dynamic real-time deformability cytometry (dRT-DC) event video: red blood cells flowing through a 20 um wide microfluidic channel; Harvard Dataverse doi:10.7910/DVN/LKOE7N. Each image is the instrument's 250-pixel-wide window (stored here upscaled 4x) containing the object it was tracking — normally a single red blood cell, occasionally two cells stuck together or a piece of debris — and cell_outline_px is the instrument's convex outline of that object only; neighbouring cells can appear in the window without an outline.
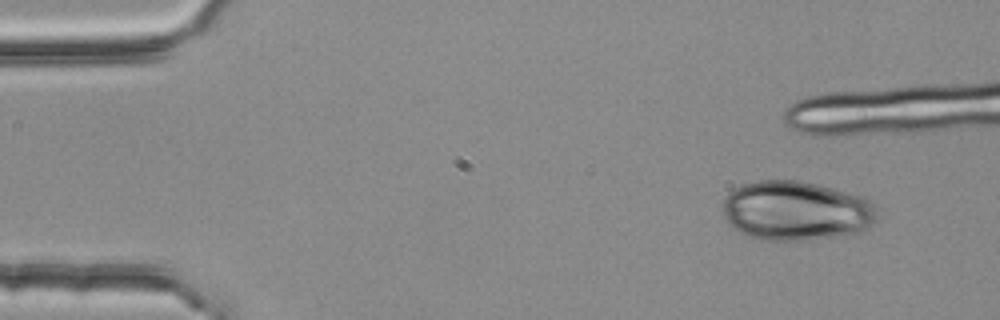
{"species": "common noctule bat (a hibernating species)", "species_latin": "Nyctalus noctula", "temperature_condition": "room temperature", "stored_images_in_passage": 6, "camera_frame_rate_fps": 3000, "um_per_image_px": 0.085, "animal": {"sex": "female", "body_mass_g": 25.1}, "frame": {"image": 1, "passage_image": 1, "time_ms": 0.0, "image_size_px": [1000, 320], "cell_outline_px": [[876, 220], [872, 224], [860, 232], [804, 240], [760, 240], [748, 236], [732, 228], [724, 220], [724, 196], [732, 188], [740, 184], [760, 180], [800, 180], [864, 196], [876, 204]], "centroid_in_image_um": [67.63, 17.9], "position_along_channel_um": 17.4, "area_um2": 53.93}}